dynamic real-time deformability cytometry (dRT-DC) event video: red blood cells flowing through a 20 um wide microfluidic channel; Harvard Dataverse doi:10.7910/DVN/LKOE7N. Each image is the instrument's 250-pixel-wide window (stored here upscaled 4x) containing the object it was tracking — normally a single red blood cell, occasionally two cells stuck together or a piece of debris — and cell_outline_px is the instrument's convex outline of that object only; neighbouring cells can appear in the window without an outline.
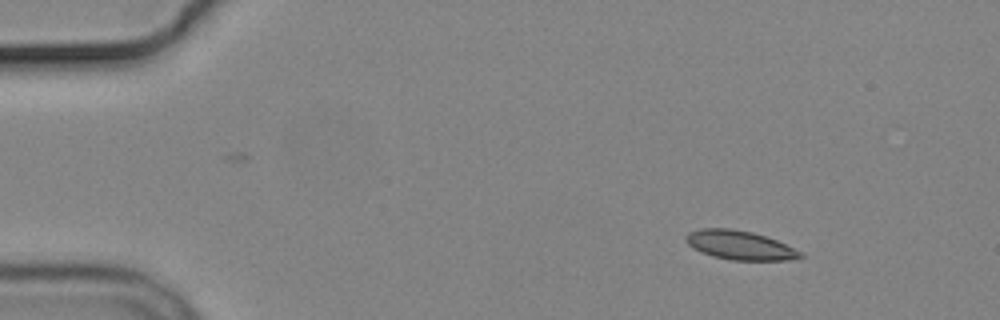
{"species": "common noctule bat (a hibernating species)", "species_latin": "Nyctalus noctula", "temperature_condition": "cold", "stored_images_in_passage": 4, "camera_frame_rate_fps": 3000, "um_per_image_px": 0.085, "animal": {"sex": "male", "body_mass_g": 19.2, "forearm_length_mm": 51.8}, "frame": {"image": 1, "passage_image": 1, "time_ms": 0.0, "image_size_px": [1000, 320], "cell_outline_px": [[804, 256], [788, 260], [732, 260], [712, 256], [700, 252], [692, 248], [684, 240], [684, 236], [688, 232], [700, 228], [732, 228], [752, 232], [768, 236], [804, 252]], "centroid_in_image_um": [62.87, 20.83], "position_along_channel_um": 22.1, "area_um2": 19.71}}
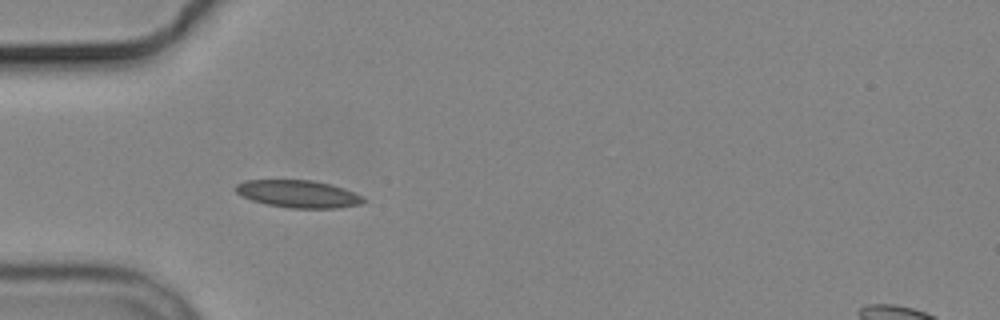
{"frame": {"image": 2, "passage_image": 4, "time_ms": 3.333, "image_size_px": [1000, 320], "cell_outline_px": [[368, 200], [364, 204], [336, 208], [288, 208], [268, 204], [252, 200], [236, 192], [236, 184], [244, 180], [312, 180], [332, 184], [344, 188]], "centroid_in_image_um": [25.39, 16.48], "position_along_channel_um": 59.6, "area_um2": 20.4}}